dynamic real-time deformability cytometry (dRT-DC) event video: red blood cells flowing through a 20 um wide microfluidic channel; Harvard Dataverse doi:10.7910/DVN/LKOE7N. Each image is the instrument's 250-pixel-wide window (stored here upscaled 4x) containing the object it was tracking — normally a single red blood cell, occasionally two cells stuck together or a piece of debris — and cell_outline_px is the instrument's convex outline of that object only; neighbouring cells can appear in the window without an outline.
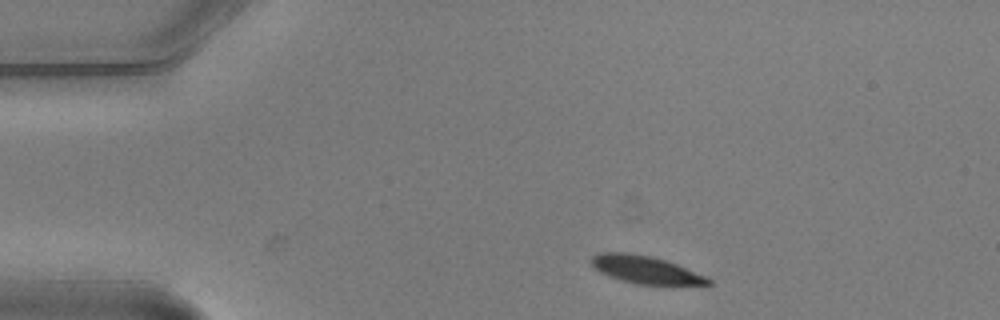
{"species": "common noctule bat (a hibernating species)", "species_latin": "Nyctalus noctula", "temperature_condition": "warm", "stored_images_in_passage": 4, "camera_frame_rate_fps": 3000, "um_per_image_px": 0.085, "animal": {"sex": "male", "body_mass_g": 20.5, "forearm_length_mm": 52.5}, "frame": {"image": 1, "passage_image": 1, "time_ms": 0.0, "image_size_px": [1000, 320], "cell_outline_px": [[712, 284], [708, 288], [636, 284], [620, 280], [608, 276], [600, 272], [592, 264], [592, 256], [600, 252], [624, 252], [652, 256], [676, 264], [704, 276], [712, 280]], "centroid_in_image_um": [55.01, 22.99], "position_along_channel_um": 30.0, "area_um2": 19.54}}
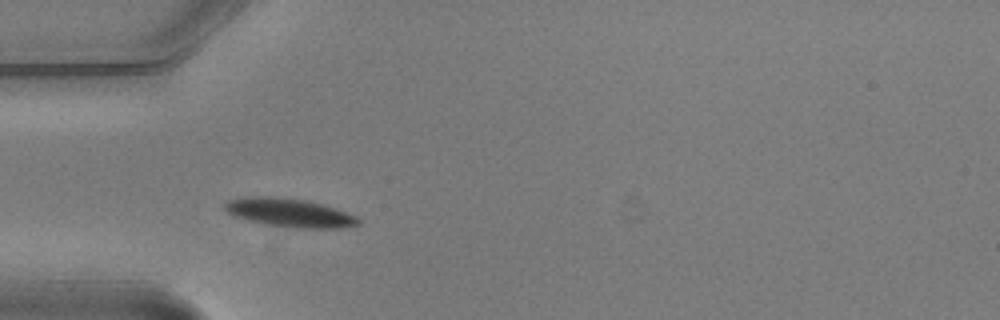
{"frame": {"image": 2, "passage_image": 3, "time_ms": 0.667, "image_size_px": [1000, 320], "cell_outline_px": [[360, 224], [340, 228], [292, 228], [264, 224], [248, 220], [236, 216], [228, 212], [224, 208], [224, 204], [228, 200], [240, 196], [272, 196], [308, 200], [336, 208], [356, 216], [360, 220]], "centroid_in_image_um": [24.6, 18.07], "position_along_channel_um": 60.4, "area_um2": 22.43}}
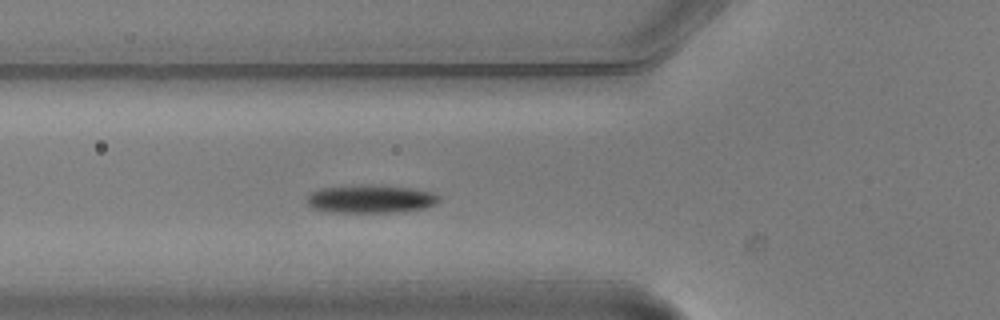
{"frame": {"image": 3, "passage_image": 4, "time_ms": 1.0, "image_size_px": [1000, 320], "cell_outline_px": [[440, 200], [436, 204], [424, 208], [392, 212], [332, 212], [312, 208], [308, 204], [308, 196], [312, 192], [320, 188], [364, 184], [372, 184], [412, 188], [432, 192], [440, 196]], "centroid_in_image_um": [31.52, 16.9], "position_along_channel_um": 94.3, "area_um2": 21.68}}